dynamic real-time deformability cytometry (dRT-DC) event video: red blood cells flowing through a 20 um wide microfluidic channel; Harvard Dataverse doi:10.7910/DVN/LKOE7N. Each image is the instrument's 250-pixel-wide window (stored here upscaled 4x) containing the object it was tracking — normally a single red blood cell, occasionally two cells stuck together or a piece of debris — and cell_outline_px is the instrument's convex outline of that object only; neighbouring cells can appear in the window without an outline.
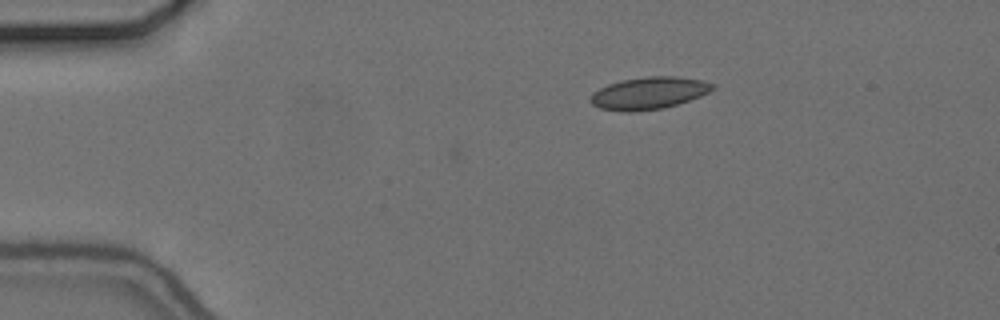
{"species": "common noctule bat (a hibernating species)", "species_latin": "Nyctalus noctula", "temperature_condition": "cold", "stored_images_in_passage": 2, "camera_frame_rate_fps": 3000, "um_per_image_px": 0.085, "animal": {"sex": "female", "body_mass_g": 24.6, "forearm_length_mm": 56.2}, "frame": {"image": 1, "passage_image": 2, "time_ms": 0.333, "image_size_px": [1000, 320], "cell_outline_px": [[716, 88], [700, 96], [664, 108], [628, 112], [624, 112], [600, 108], [592, 104], [588, 100], [588, 96], [592, 92], [608, 84], [624, 80], [648, 76], [676, 76], [700, 80], [716, 84]], "centroid_in_image_um": [55.12, 7.91], "position_along_channel_um": 29.9, "area_um2": 22.89}}